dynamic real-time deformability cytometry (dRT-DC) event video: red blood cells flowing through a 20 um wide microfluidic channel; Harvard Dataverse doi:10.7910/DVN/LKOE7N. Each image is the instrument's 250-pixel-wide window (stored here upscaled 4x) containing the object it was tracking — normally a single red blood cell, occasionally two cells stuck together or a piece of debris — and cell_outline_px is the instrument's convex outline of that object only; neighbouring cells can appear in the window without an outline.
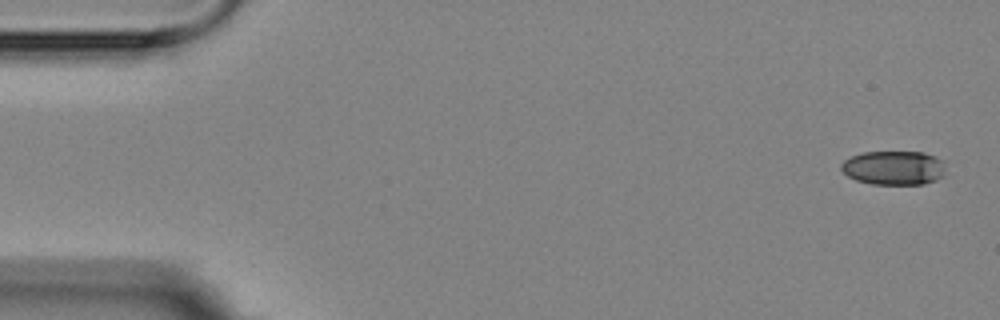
{"species": "Egyptian fruit bat (a non-hibernating species)", "species_latin": "Rousettus aegyptiacus", "temperature_condition": "room temperature", "stored_images_in_passage": 5, "camera_frame_rate_fps": 3000, "um_per_image_px": 0.085, "animal": {"sex": "female"}, "frame": {"image": 1, "passage_image": 1, "time_ms": 0.0, "image_size_px": [1000, 320], "cell_outline_px": [[944, 176], [936, 180], [924, 184], [872, 184], [856, 180], [848, 176], [840, 168], [840, 164], [844, 160], [852, 156], [864, 152], [924, 152], [936, 156], [944, 160]], "centroid_in_image_um": [76.0, 14.26], "position_along_channel_um": 9.0, "area_um2": 20.92}}